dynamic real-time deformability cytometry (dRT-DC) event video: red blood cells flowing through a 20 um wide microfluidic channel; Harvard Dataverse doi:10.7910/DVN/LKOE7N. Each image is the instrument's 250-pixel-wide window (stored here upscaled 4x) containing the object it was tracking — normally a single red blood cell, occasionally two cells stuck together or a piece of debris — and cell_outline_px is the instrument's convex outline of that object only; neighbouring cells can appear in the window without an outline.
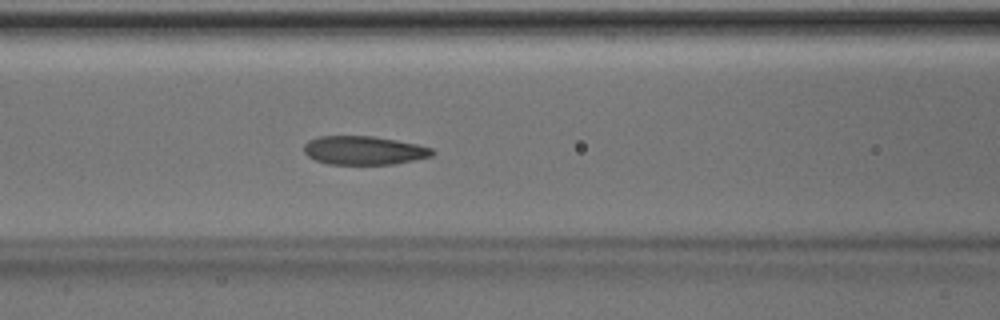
{"species": "Egyptian fruit bat (a non-hibernating species)", "species_latin": "Rousettus aegyptiacus", "temperature_condition": "room temperature", "stored_images_in_passage": 51, "segment_of_instrument_passage": [1, 2], "camera_frame_rate_fps": 3000, "um_per_image_px": 0.085, "animal": {"sex": "male"}, "frame": {"image": 1, "passage_image": 21, "time_ms": 6.667, "image_size_px": [1000, 320], "cell_outline_px": [[436, 152], [432, 156], [392, 164], [328, 164], [316, 160], [308, 156], [304, 152], [304, 144], [308, 140], [320, 136], [372, 136], [396, 140], [416, 144], [432, 148]], "centroid_in_image_um": [30.92, 12.78], "position_along_channel_um": 135.7, "area_um2": 21.33}}
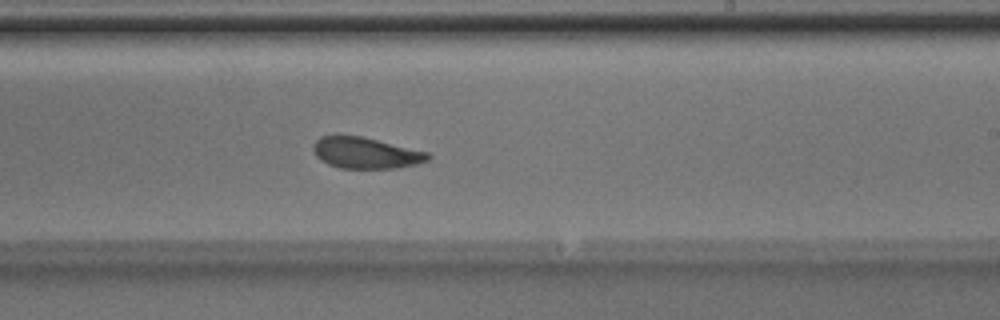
{"frame": {"image": 2, "passage_image": 30, "time_ms": 9.667, "image_size_px": [1000, 320], "cell_outline_px": [[432, 156], [428, 160], [416, 164], [396, 168], [340, 168], [328, 164], [320, 160], [316, 156], [312, 148], [312, 144], [320, 136], [336, 132], [360, 136], [428, 152]], "centroid_in_image_um": [31.0, 12.96], "position_along_channel_um": 258.0, "area_um2": 21.27}}
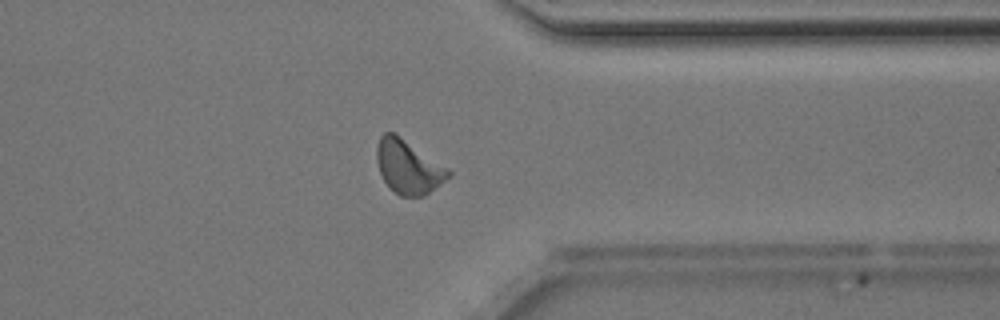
{"frame": {"image": 3, "passage_image": 39, "time_ms": 12.667, "image_size_px": [1000, 320], "cell_outline_px": [[452, 176], [424, 196], [400, 196], [388, 188], [380, 172], [376, 160], [376, 148], [380, 136], [384, 132], [392, 132], [400, 136], [448, 168], [452, 172]], "centroid_in_image_um": [34.7, 14.19], "position_along_channel_um": 376.7, "area_um2": 22.48}}